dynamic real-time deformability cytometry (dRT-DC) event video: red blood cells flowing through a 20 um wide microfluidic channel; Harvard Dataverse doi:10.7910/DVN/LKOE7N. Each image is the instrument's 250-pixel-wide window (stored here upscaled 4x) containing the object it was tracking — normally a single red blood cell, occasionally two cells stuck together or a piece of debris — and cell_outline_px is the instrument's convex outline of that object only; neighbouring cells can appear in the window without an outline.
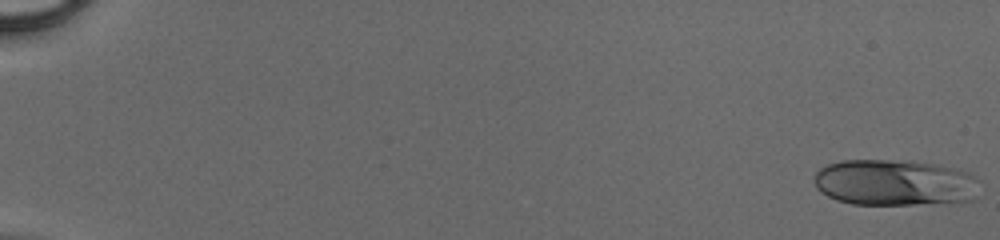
{"species": "human", "species_latin": "Homo sapiens", "temperature_condition": "cold", "stored_images_in_passage": 49, "camera_frame_rate_fps": 3000, "um_per_image_px": 0.085, "donor": {"sex": "male"}, "frame": {"image": 1, "passage_image": 1, "time_ms": 0.0, "image_size_px": [1000, 240], "cell_outline_px": [[980, 180], [972, 200], [912, 204], [852, 204], [836, 200], [820, 192], [816, 188], [816, 172], [820, 168], [828, 164], [840, 160], [888, 160], [936, 164], [956, 168], [968, 172], [976, 176]], "centroid_in_image_um": [76.03, 15.51], "position_along_channel_um": 9.0, "area_um2": 44.33}}
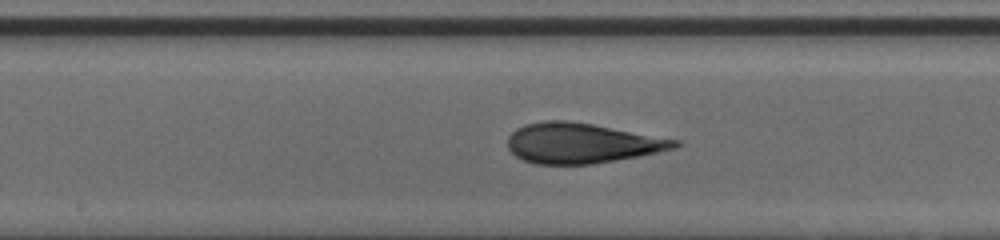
{"frame": {"image": 2, "passage_image": 28, "time_ms": 9.0, "image_size_px": [1000, 240], "cell_outline_px": [[684, 140], [676, 148], [640, 156], [592, 164], [536, 164], [524, 160], [516, 156], [508, 148], [508, 136], [516, 128], [524, 124], [544, 120], [568, 120], [592, 124]], "centroid_in_image_um": [49.48, 12.16], "position_along_channel_um": 198.7, "area_um2": 39.42}}
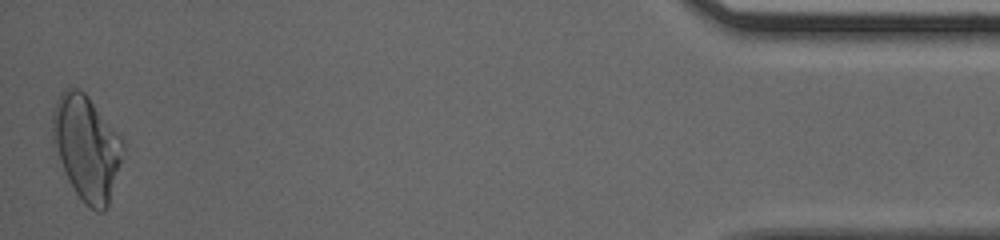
{"frame": {"image": 3, "passage_image": 49, "time_ms": 16.0, "image_size_px": [1000, 240], "cell_outline_px": [[124, 148], [120, 164], [108, 208], [104, 212], [96, 212], [84, 204], [68, 180], [52, 144], [52, 112], [56, 100], [60, 92], [68, 84], [84, 92], [88, 96], [124, 140]], "centroid_in_image_um": [7.34, 12.53], "position_along_channel_um": 427.9, "area_um2": 43.41}}